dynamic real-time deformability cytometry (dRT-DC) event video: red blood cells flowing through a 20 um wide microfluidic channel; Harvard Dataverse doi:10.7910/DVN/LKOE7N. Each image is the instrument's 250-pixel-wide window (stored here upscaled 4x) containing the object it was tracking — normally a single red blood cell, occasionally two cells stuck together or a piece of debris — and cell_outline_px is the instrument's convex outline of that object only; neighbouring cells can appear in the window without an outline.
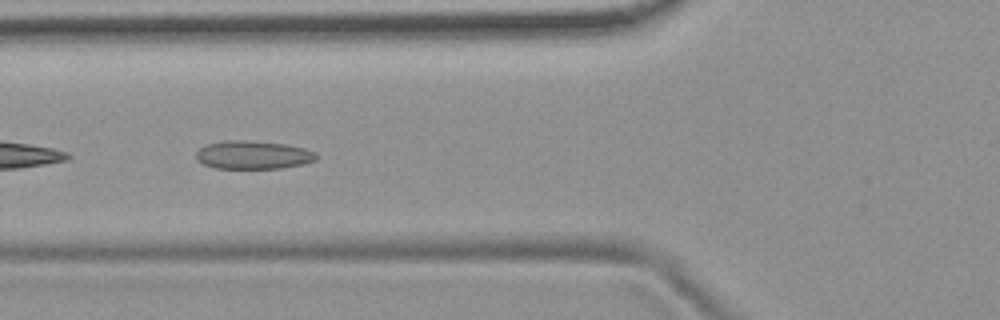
{"species": "common noctule bat (a hibernating species)", "species_latin": "Nyctalus noctula", "temperature_condition": "room temperature", "stored_images_in_passage": 24, "camera_frame_rate_fps": 3000, "um_per_image_px": 0.085, "animal": {"sex": "female", "body_mass_g": 19.9}, "frame": {"image": 1, "passage_image": 17, "time_ms": 5.333, "image_size_px": [1000, 320], "cell_outline_px": [[316, 160], [304, 164], [280, 168], [216, 168], [204, 164], [196, 160], [196, 152], [204, 144], [224, 140], [252, 140], [284, 144], [304, 148], [316, 152]], "centroid_in_image_um": [21.49, 13.15], "position_along_channel_um": 104.3, "area_um2": 19.94}}